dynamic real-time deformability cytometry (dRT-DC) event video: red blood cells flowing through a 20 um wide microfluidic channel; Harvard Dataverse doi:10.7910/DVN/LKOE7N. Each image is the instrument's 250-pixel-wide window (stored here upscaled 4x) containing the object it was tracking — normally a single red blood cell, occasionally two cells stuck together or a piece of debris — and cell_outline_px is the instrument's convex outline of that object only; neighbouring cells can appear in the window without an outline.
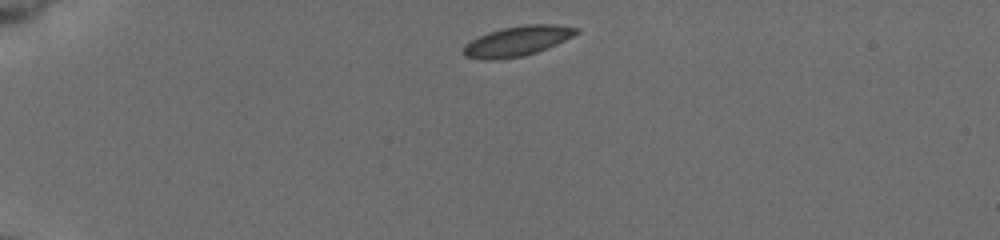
{"species": "common noctule bat (a hibernating species)", "species_latin": "Nyctalus noctula", "temperature_condition": "cold", "stored_images_in_passage": 14, "camera_frame_rate_fps": 3000, "um_per_image_px": 0.085, "animal": {"sex": "female", "body_mass_g": 19.5, "forearm_length_mm": 54.1}, "frame": {"image": 1, "passage_image": 1, "time_ms": 0.0, "image_size_px": [1000, 240], "cell_outline_px": [[580, 32], [556, 44], [536, 52], [524, 56], [496, 60], [484, 60], [464, 56], [464, 44], [488, 32], [504, 28], [524, 24], [556, 24], [580, 28]], "centroid_in_image_um": [43.98, 3.49], "position_along_channel_um": 41.0, "area_um2": 19.65}}
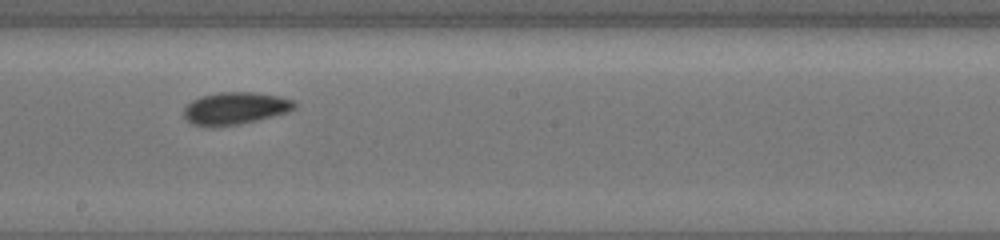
{"frame": {"image": 2, "passage_image": 7, "time_ms": 2.0, "image_size_px": [1000, 240], "cell_outline_px": [[296, 108], [288, 112], [256, 120], [236, 124], [192, 124], [184, 116], [184, 108], [192, 100], [200, 96], [220, 92], [256, 92], [280, 96], [292, 100], [296, 104]], "centroid_in_image_um": [20.04, 9.16], "position_along_channel_um": 228.2, "area_um2": 20.23}}
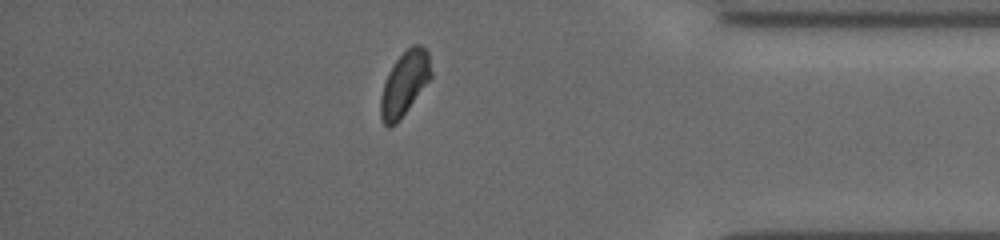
{"frame": {"image": 3, "passage_image": 12, "time_ms": 3.667, "image_size_px": [1000, 240], "cell_outline_px": [[432, 76], [396, 124], [388, 128], [384, 124], [380, 116], [380, 96], [388, 72], [396, 60], [412, 44], [420, 44], [428, 52], [432, 72]], "centroid_in_image_um": [34.37, 7.1], "position_along_channel_um": 400.8, "area_um2": 18.61}}